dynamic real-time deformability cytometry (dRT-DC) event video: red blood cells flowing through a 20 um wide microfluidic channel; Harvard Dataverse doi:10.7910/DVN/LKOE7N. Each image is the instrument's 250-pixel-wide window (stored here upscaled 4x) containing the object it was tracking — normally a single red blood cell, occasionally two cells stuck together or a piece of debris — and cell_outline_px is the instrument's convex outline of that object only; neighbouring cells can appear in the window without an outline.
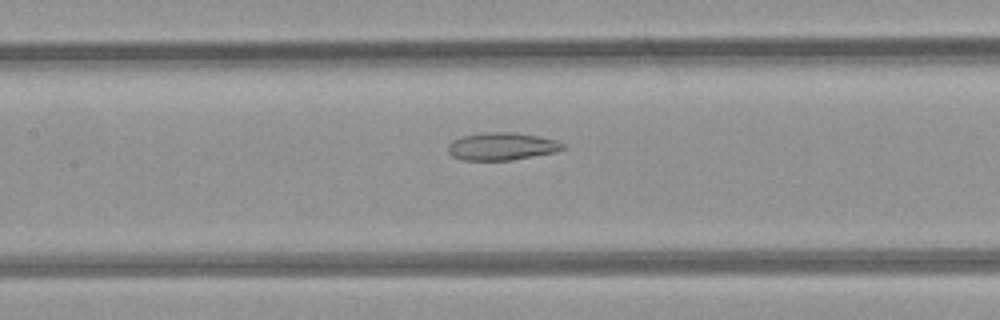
{"species": "common noctule bat (a hibernating species)", "species_latin": "Nyctalus noctula", "temperature_condition": "room temperature", "stored_images_in_passage": 28, "camera_frame_rate_fps": 3000, "um_per_image_px": 0.085, "animal": {"sex": "female", "body_mass_g": 21.9}, "frame": {"image": 1, "passage_image": 11, "time_ms": 3.333, "image_size_px": [1000, 320], "cell_outline_px": [[568, 148], [556, 152], [512, 160], [460, 160], [452, 156], [448, 152], [448, 144], [452, 140], [464, 136], [488, 132], [516, 132], [556, 140], [564, 144]], "centroid_in_image_um": [42.67, 12.45], "position_along_channel_um": 164.7, "area_um2": 18.55}}
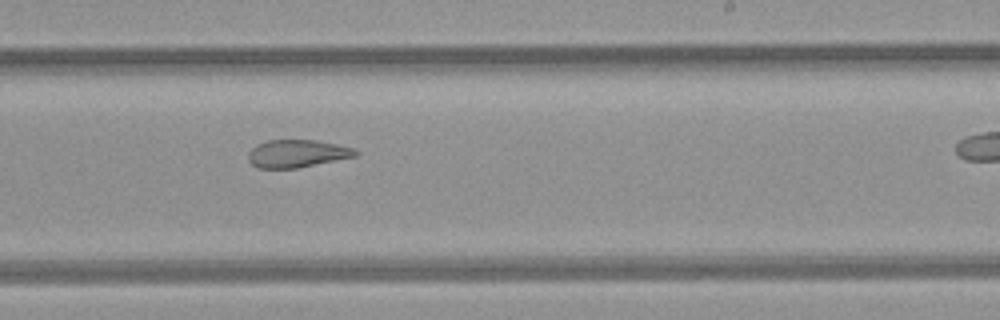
{"frame": {"image": 2, "passage_image": 18, "time_ms": 5.667, "image_size_px": [1000, 320], "cell_outline_px": [[360, 152], [356, 156], [296, 168], [256, 168], [248, 160], [248, 152], [256, 144], [264, 140], [316, 140], [356, 148]], "centroid_in_image_um": [25.24, 13.04], "position_along_channel_um": 263.8, "area_um2": 17.4}}
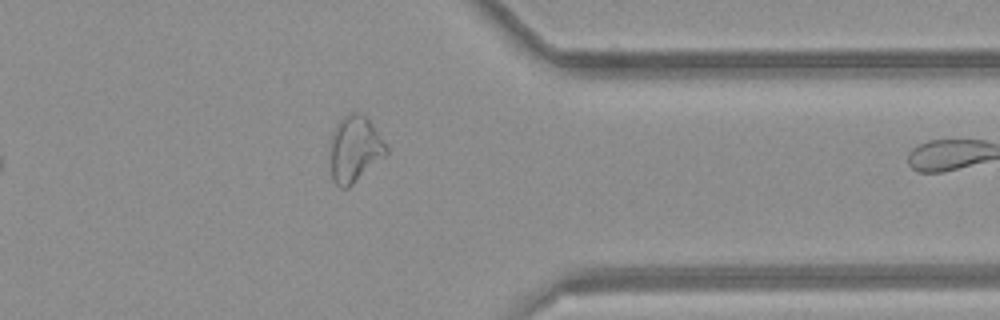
{"frame": {"image": 3, "passage_image": 27, "time_ms": 8.667, "image_size_px": [1000, 320], "cell_outline_px": [[388, 152], [384, 156], [348, 188], [340, 188], [332, 180], [328, 144], [332, 132], [336, 124], [348, 112], [356, 112], [364, 116], [368, 120], [388, 148]], "centroid_in_image_um": [30.08, 12.68], "position_along_channel_um": 381.3, "area_um2": 21.62}}